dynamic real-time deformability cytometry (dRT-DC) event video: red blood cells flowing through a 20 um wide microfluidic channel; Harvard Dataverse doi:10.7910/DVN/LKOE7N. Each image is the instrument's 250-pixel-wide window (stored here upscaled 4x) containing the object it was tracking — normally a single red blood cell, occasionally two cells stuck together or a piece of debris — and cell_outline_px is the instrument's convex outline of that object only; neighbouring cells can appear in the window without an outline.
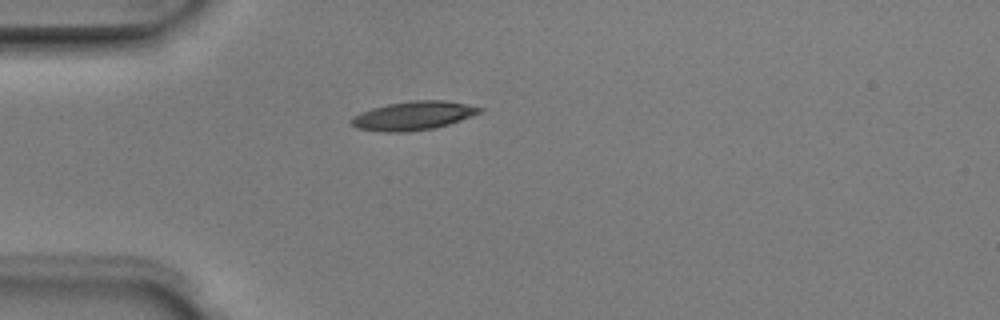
{"species": "Egyptian fruit bat (a non-hibernating species)", "species_latin": "Rousettus aegyptiacus", "temperature_condition": "room temperature", "stored_images_in_passage": 4, "camera_frame_rate_fps": 3000, "um_per_image_px": 0.085, "animal": {"sex": "male"}, "frame": {"image": 1, "passage_image": 4, "time_ms": 1.0, "image_size_px": [1000, 320], "cell_outline_px": [[484, 108], [480, 112], [460, 120], [448, 124], [432, 128], [408, 132], [384, 132], [356, 128], [348, 124], [352, 116], [360, 112], [372, 108], [388, 104], [412, 100], [444, 100]], "centroid_in_image_um": [35.04, 9.84], "position_along_channel_um": 50.0, "area_um2": 21.39}}